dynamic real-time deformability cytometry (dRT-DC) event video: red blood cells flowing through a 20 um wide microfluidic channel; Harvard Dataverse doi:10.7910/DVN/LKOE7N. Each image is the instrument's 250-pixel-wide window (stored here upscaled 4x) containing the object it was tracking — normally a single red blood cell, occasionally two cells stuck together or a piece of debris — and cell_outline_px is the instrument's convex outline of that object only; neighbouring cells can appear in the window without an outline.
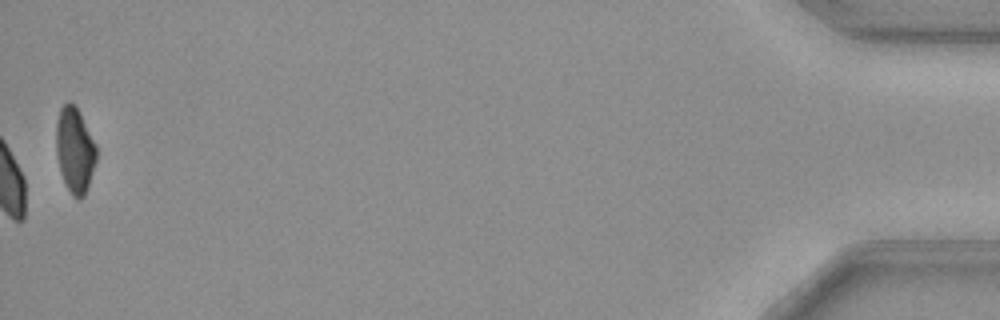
{"species": "common noctule bat (a hibernating species)", "species_latin": "Nyctalus noctula", "temperature_condition": "cold", "stored_images_in_passage": 46, "camera_frame_rate_fps": 3000, "um_per_image_px": 0.085, "animal": {"sex": "female", "body_mass_g": 29.2, "forearm_length_mm": 56.3}, "frame": {"image": 1, "passage_image": 46, "time_ms": 15.0, "image_size_px": [1000, 320], "cell_outline_px": [[96, 160], [84, 196], [80, 200], [72, 196], [64, 184], [60, 172], [56, 156], [56, 120], [60, 108], [68, 100], [76, 108], [96, 144]], "centroid_in_image_um": [6.32, 12.79], "position_along_channel_um": 428.9, "area_um2": 19.94}, "authors_computed_cell_mechanics": {"area_um2": 20.8369, "velocity_mm_per_s": 3.7019, "shape_relaxation_time_tau1_ms": 2.5488, "shape_relaxation_time_tau2_ms": null, "deformation_change_tau1": 0.0679, "deformation_change_tau2": null}}